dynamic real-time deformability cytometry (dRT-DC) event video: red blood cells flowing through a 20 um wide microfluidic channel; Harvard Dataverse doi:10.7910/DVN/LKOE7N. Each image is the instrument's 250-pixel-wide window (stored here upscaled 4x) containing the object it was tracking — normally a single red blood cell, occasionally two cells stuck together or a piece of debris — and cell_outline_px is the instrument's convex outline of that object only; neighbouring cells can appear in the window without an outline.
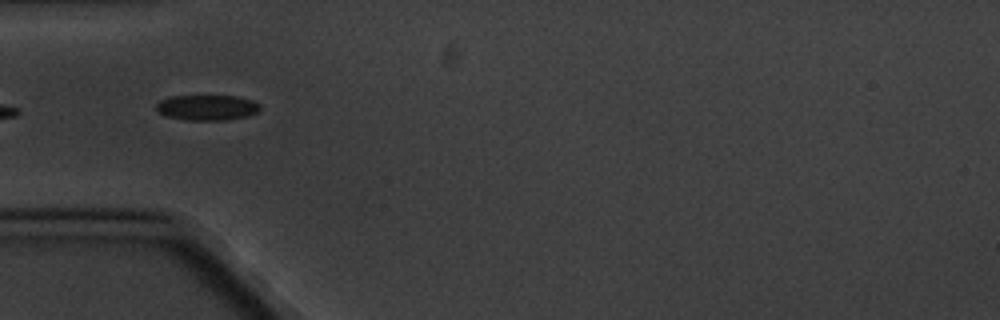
{"species": "common noctule bat (a hibernating species)", "species_latin": "Nyctalus noctula", "temperature_condition": "cold", "stored_images_in_passage": 16, "camera_frame_rate_fps": 3000, "um_per_image_px": 0.085, "animal": {"sex": "male", "body_mass_g": 20.1, "forearm_length_mm": 53.5}, "frame": {"image": 1, "passage_image": 5, "time_ms": 4.667, "image_size_px": [1000, 320], "cell_outline_px": [[260, 108], [256, 112], [248, 116], [228, 120], [184, 120], [168, 116], [156, 112], [156, 104], [160, 100], [172, 96], [236, 96], [252, 100], [260, 104]], "centroid_in_image_um": [17.59, 9.15], "position_along_channel_um": 67.4, "area_um2": 15.43}}
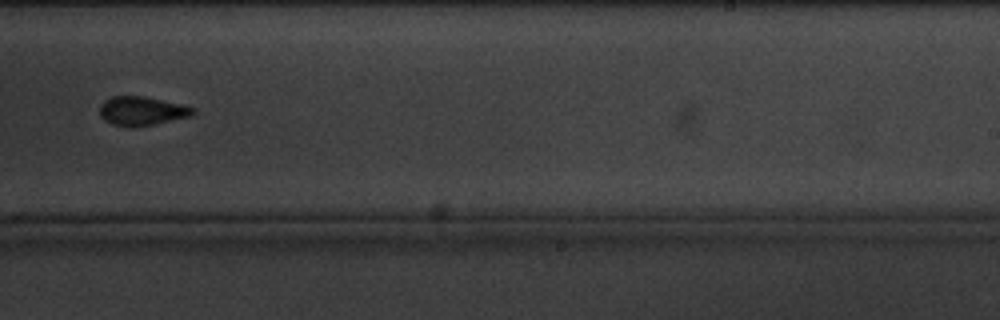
{"frame": {"image": 2, "passage_image": 10, "time_ms": 11.0, "image_size_px": [1000, 320], "cell_outline_px": [[196, 112], [192, 116], [132, 128], [112, 124], [104, 120], [100, 116], [100, 104], [104, 100], [112, 96], [144, 96], [196, 108]], "centroid_in_image_um": [12.03, 9.44], "position_along_channel_um": 277.0, "area_um2": 15.72}, "authors_computed_cell_mechanics": {"area_um2": 16.3574, "velocity_mm_per_s": 3.3294, "shape_relaxation_time_tau1_ms": null, "shape_relaxation_time_tau2_ms": 1.9516, "deformation_change_tau1": null, "deformation_change_tau2": 0.0703}}